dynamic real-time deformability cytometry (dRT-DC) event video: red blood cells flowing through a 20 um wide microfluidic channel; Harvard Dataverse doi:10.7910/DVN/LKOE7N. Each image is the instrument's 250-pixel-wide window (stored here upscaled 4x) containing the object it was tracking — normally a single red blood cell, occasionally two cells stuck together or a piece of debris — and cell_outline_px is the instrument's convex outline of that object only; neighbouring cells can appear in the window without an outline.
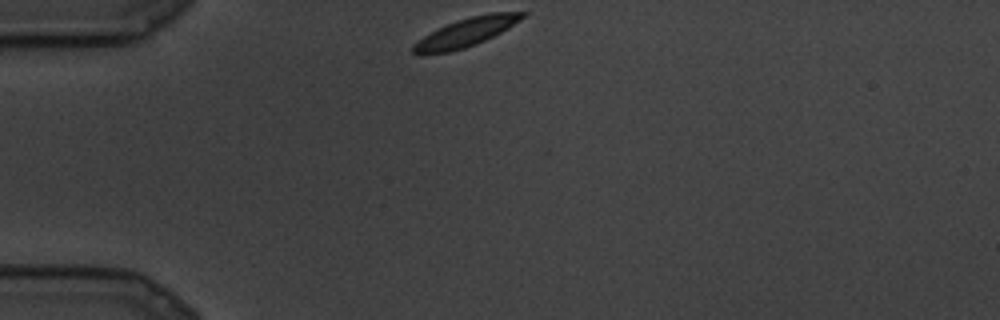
{"species": "common noctule bat (a hibernating species)", "species_latin": "Nyctalus noctula", "temperature_condition": "cold", "stored_images_in_passage": 15, "camera_frame_rate_fps": 3000, "um_per_image_px": 0.085, "animal": {"sex": "male", "body_mass_g": 19.5, "forearm_length_mm": 54.6}, "frame": {"image": 1, "passage_image": 1, "time_ms": 0.0, "image_size_px": [1000, 320], "cell_outline_px": [[528, 12], [520, 20], [500, 32], [476, 44], [464, 48], [448, 52], [420, 56], [416, 56], [412, 52], [412, 44], [424, 36], [456, 20], [488, 12]], "centroid_in_image_um": [39.54, 2.77], "position_along_channel_um": 45.5, "area_um2": 18.03}}
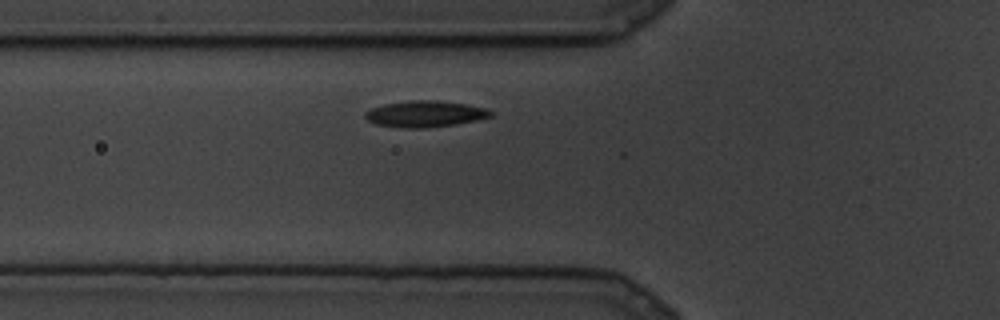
{"frame": {"image": 2, "passage_image": 11, "time_ms": 3.333, "image_size_px": [1000, 320], "cell_outline_px": [[492, 116], [476, 120], [456, 124], [424, 128], [400, 128], [376, 124], [368, 120], [364, 116], [364, 112], [372, 108], [384, 104], [412, 100], [440, 100], [464, 104], [484, 108], [492, 112]], "centroid_in_image_um": [36.09, 9.68], "position_along_channel_um": 89.7, "area_um2": 19.13}}